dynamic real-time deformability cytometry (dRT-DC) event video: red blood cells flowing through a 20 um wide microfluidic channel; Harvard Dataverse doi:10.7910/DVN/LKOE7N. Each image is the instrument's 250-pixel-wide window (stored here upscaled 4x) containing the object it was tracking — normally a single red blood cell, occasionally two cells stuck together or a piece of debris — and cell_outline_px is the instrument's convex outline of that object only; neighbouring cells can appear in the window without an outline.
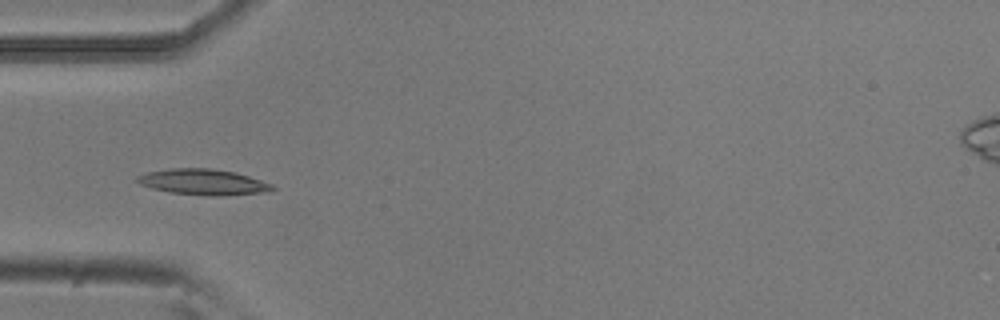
{"species": "common noctule bat (a hibernating species)", "species_latin": "Nyctalus noctula", "temperature_condition": "room temperature", "stored_images_in_passage": 46, "camera_frame_rate_fps": 3000, "um_per_image_px": 0.085, "animal": {"sex": "male", "body_mass_g": 20.5, "forearm_length_mm": 52.5}, "frame": {"image": 1, "passage_image": 9, "time_ms": 2.667, "image_size_px": [1000, 320], "cell_outline_px": [[276, 188], [272, 192], [216, 196], [208, 196], [172, 192], [152, 188], [140, 184], [136, 180], [136, 176], [148, 172], [172, 168], [212, 168], [236, 172], [272, 184]], "centroid_in_image_um": [17.32, 15.47], "position_along_channel_um": 67.7, "area_um2": 20.35}}
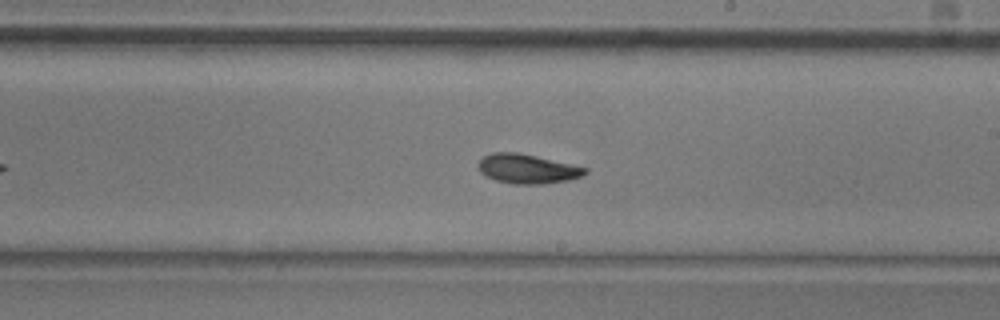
{"frame": {"image": 2, "passage_image": 23, "time_ms": 7.333, "image_size_px": [1000, 320], "cell_outline_px": [[588, 172], [580, 176], [568, 180], [544, 184], [512, 184], [496, 180], [484, 176], [480, 172], [476, 164], [484, 156], [492, 152], [516, 152], [536, 156], [588, 168]], "centroid_in_image_um": [44.78, 14.35], "position_along_channel_um": 244.2, "area_um2": 18.32}}
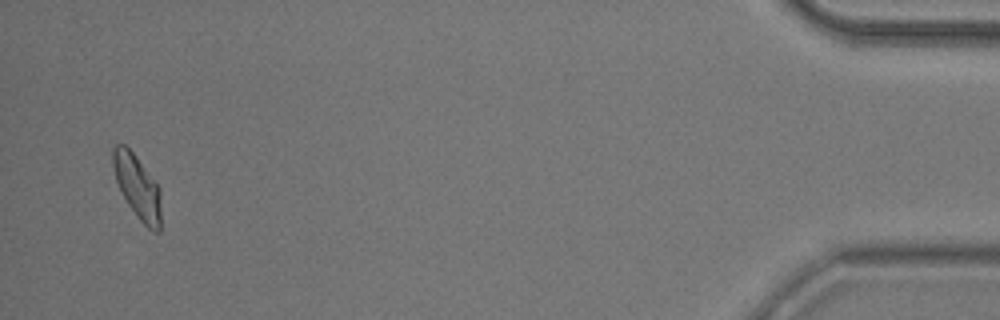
{"frame": {"image": 3, "passage_image": 44, "time_ms": 14.333, "image_size_px": [1000, 320], "cell_outline_px": [[160, 232], [152, 232], [140, 220], [128, 204], [116, 180], [112, 164], [112, 148], [116, 144], [124, 144], [132, 152], [160, 188]], "centroid_in_image_um": [11.67, 15.88], "position_along_channel_um": 423.5, "area_um2": 17.51}, "authors_computed_cell_mechanics": {"area_um2": 17.9758, "velocity_mm_per_s": 3.7704, "shape_relaxation_time_tau1_ms": 4.7789, "shape_relaxation_time_tau2_ms": 3.2413, "deformation_change_tau1": 0.1377, "deformation_change_tau2": 0.0866}}